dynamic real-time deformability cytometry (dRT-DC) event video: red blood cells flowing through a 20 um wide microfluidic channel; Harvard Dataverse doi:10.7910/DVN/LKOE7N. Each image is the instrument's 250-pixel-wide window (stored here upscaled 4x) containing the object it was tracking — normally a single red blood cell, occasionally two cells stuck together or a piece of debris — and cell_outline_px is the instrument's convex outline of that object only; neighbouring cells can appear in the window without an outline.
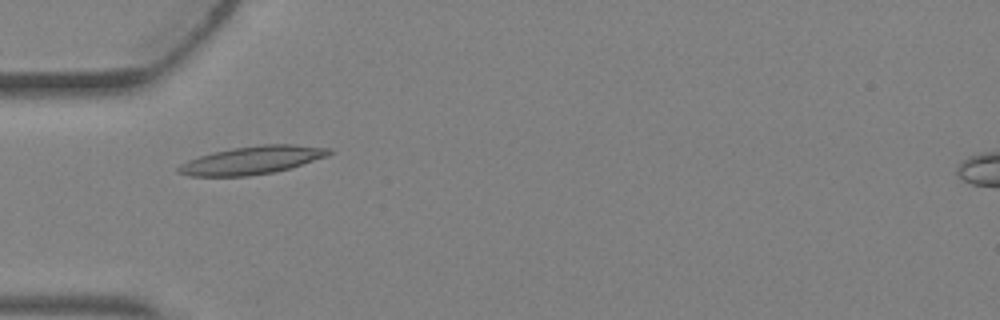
{"species": "Egyptian fruit bat (a non-hibernating species)", "species_latin": "Rousettus aegyptiacus", "temperature_condition": "warm", "stored_images_in_passage": 1, "camera_frame_rate_fps": 3000, "um_per_image_px": 0.085, "animal": {"sex": "female"}, "frame": {"image": 1, "passage_image": 1, "time_ms": 0.0, "image_size_px": [1000, 320], "cell_outline_px": [[332, 152], [328, 156], [288, 168], [272, 172], [248, 176], [188, 176], [176, 172], [176, 168], [180, 164], [188, 160], [200, 156], [232, 148], [260, 144], [296, 144], [332, 148]], "centroid_in_image_um": [21.43, 13.61], "position_along_channel_um": 63.6, "area_um2": 24.51}}